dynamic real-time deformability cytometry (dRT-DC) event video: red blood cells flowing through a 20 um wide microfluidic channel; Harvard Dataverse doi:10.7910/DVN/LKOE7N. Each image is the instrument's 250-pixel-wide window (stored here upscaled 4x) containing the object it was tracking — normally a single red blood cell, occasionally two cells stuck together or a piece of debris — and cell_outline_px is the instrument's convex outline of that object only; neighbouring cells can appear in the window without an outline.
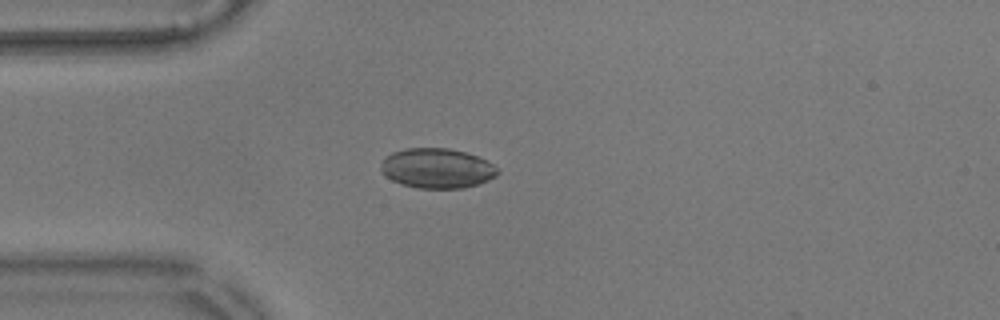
{"species": "common noctule bat (a hibernating species)", "species_latin": "Nyctalus noctula", "temperature_condition": "warm", "stored_images_in_passage": 48, "camera_frame_rate_fps": 3000, "um_per_image_px": 0.085, "animal": {"sex": "male", "body_mass_g": 17.9}, "frame": {"image": 1, "passage_image": 14, "time_ms": 4.333, "image_size_px": [1000, 320], "cell_outline_px": [[500, 172], [496, 176], [488, 180], [464, 188], [420, 188], [400, 184], [384, 176], [380, 172], [380, 168], [384, 156], [392, 152], [404, 148], [448, 148], [464, 152], [488, 160]], "centroid_in_image_um": [37.1, 14.3], "position_along_channel_um": 47.9, "area_um2": 27.28}}
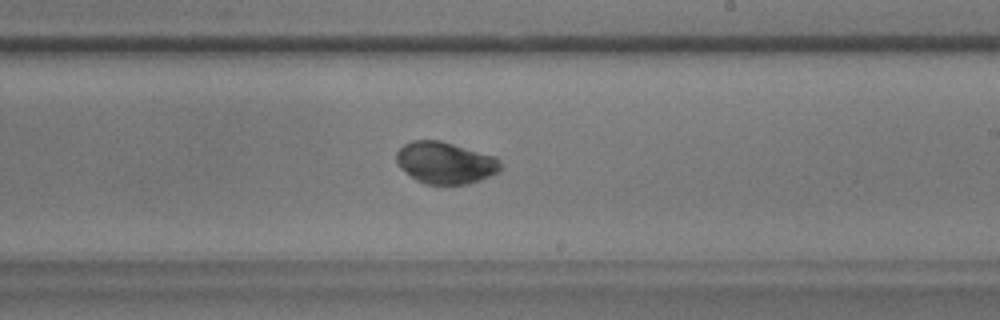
{"frame": {"image": 2, "passage_image": 32, "time_ms": 10.333, "image_size_px": [1000, 320], "cell_outline_px": [[500, 172], [480, 180], [464, 184], [424, 184], [416, 180], [400, 168], [396, 160], [396, 152], [404, 144], [412, 140], [440, 140], [496, 156], [500, 160]], "centroid_in_image_um": [37.85, 13.83], "position_along_channel_um": 251.2, "area_um2": 25.49}}
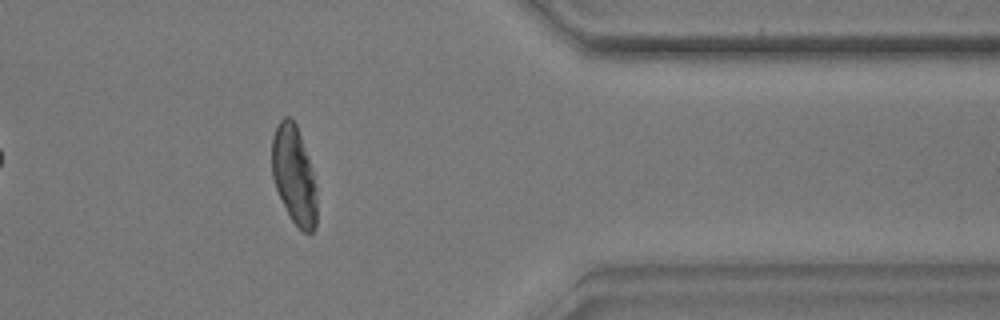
{"frame": {"image": 3, "passage_image": 45, "time_ms": 14.667, "image_size_px": [1000, 320], "cell_outline_px": [[316, 228], [312, 232], [304, 232], [292, 220], [276, 188], [272, 176], [272, 136], [280, 120], [284, 116], [288, 116], [296, 124], [312, 172], [316, 188]], "centroid_in_image_um": [24.98, 14.88], "position_along_channel_um": 386.4, "area_um2": 25.09}, "authors_computed_cell_mechanics": {"area_um2": 25.8655, "velocity_mm_per_s": 3.5631, "shape_relaxation_time_tau1_ms": 2.8089, "shape_relaxation_time_tau2_ms": null, "deformation_change_tau1": 0.0724, "deformation_change_tau2": null}}